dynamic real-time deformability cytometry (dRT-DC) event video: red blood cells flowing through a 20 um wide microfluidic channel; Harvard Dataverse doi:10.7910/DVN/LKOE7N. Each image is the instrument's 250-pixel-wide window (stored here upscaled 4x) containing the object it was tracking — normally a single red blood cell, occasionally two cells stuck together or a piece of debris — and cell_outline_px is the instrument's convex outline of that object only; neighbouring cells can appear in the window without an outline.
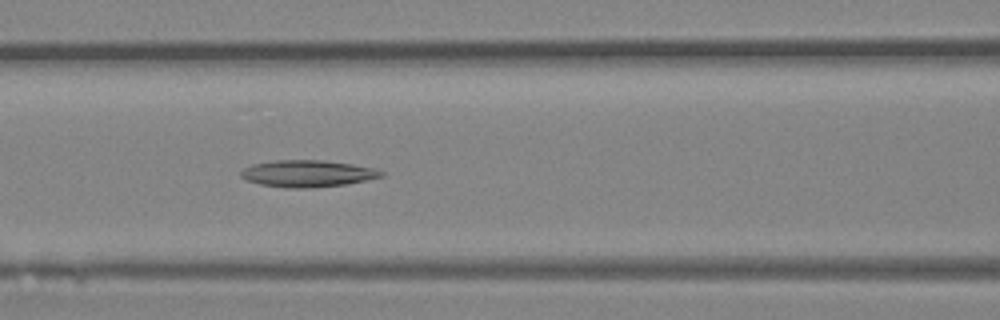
{"species": "Egyptian fruit bat (a non-hibernating species)", "species_latin": "Rousettus aegyptiacus", "temperature_condition": "room temperature", "stored_images_in_passage": 34, "camera_frame_rate_fps": 3000, "um_per_image_px": 0.085, "animal": {"sex": "female"}, "frame": {"image": 1, "passage_image": 8, "time_ms": 2.333, "image_size_px": [1000, 320], "cell_outline_px": [[384, 176], [368, 180], [344, 184], [312, 188], [284, 188], [260, 184], [244, 180], [240, 176], [240, 172], [244, 168], [252, 164], [276, 160], [320, 160], [352, 164], [376, 168], [384, 172]], "centroid_in_image_um": [26.13, 14.76], "position_along_channel_um": 140.5, "area_um2": 22.08}}
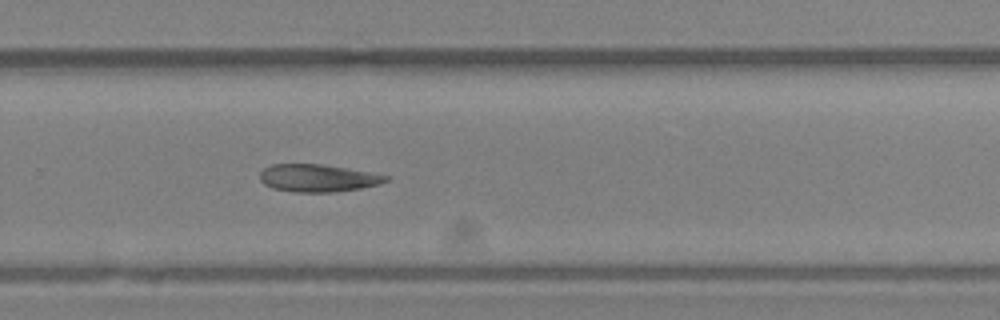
{"frame": {"image": 2, "passage_image": 19, "time_ms": 6.0, "image_size_px": [1000, 320], "cell_outline_px": [[392, 176], [388, 180], [380, 184], [360, 188], [336, 192], [296, 192], [272, 188], [264, 184], [260, 180], [260, 172], [264, 168], [272, 164], [320, 164]], "centroid_in_image_um": [27.01, 15.14], "position_along_channel_um": 302.8, "area_um2": 20.11}}
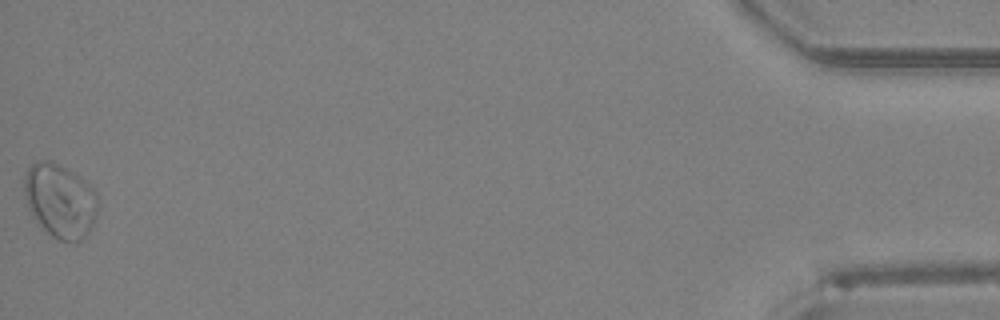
{"frame": {"image": 3, "passage_image": 34, "time_ms": 11.0, "image_size_px": [1000, 320], "cell_outline_px": [[100, 200], [92, 224], [88, 232], [76, 244], [60, 240], [52, 236], [36, 224], [28, 208], [24, 192], [24, 176], [28, 168], [36, 160], [52, 160], [60, 164], [84, 180], [96, 192]], "centroid_in_image_um": [5.09, 17.06], "position_along_channel_um": 430.1, "area_um2": 32.14}}